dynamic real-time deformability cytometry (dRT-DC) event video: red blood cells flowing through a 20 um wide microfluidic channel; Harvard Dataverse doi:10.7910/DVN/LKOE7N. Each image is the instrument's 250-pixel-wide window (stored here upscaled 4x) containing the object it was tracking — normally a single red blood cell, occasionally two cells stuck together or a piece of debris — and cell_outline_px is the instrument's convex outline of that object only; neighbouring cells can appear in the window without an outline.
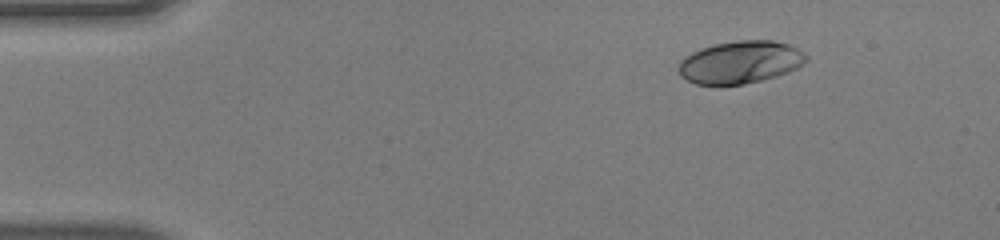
{"species": "human", "species_latin": "Homo sapiens", "temperature_condition": "warm", "stored_images_in_passage": 44, "camera_frame_rate_fps": 3000, "um_per_image_px": 0.085, "donor": {"sex": "male"}, "frame": {"image": 1, "passage_image": 1, "time_ms": 0.0, "image_size_px": [1000, 240], "cell_outline_px": [[808, 60], [804, 64], [788, 72], [760, 80], [740, 84], [696, 84], [680, 76], [680, 60], [684, 56], [700, 48], [716, 44], [736, 40], [772, 40], [788, 44], [796, 48], [808, 56]], "centroid_in_image_um": [62.93, 5.27], "position_along_channel_um": 22.1, "area_um2": 31.33}}
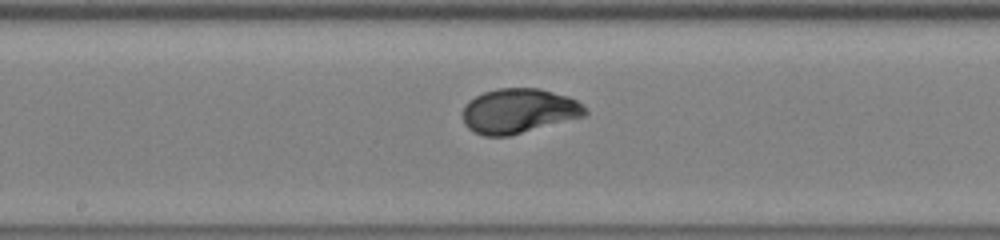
{"frame": {"image": 2, "passage_image": 21, "time_ms": 6.667, "image_size_px": [1000, 240], "cell_outline_px": [[588, 112], [584, 116], [508, 136], [484, 136], [472, 132], [464, 124], [464, 104], [468, 100], [484, 92], [496, 88], [540, 88], [568, 96], [576, 100]], "centroid_in_image_um": [44.05, 9.42], "position_along_channel_um": 204.1, "area_um2": 31.79}}
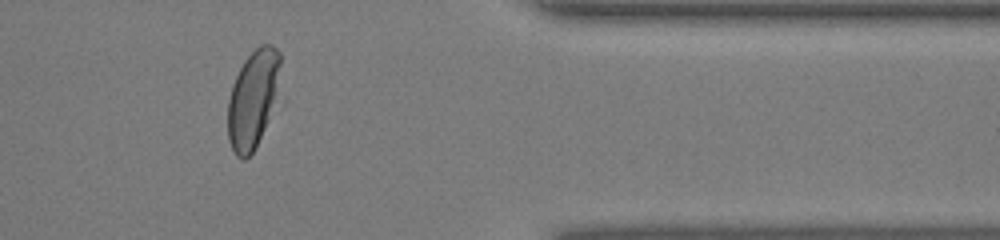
{"frame": {"image": 3, "passage_image": 36, "time_ms": 11.667, "image_size_px": [1000, 240], "cell_outline_px": [[280, 64], [272, 100], [260, 136], [252, 152], [244, 160], [236, 156], [228, 140], [228, 100], [232, 84], [244, 60], [260, 44], [272, 44], [280, 52]], "centroid_in_image_um": [21.42, 8.37], "position_along_channel_um": 390.0, "area_um2": 28.5}, "authors_computed_cell_mechanics": {"area_um2": 31.3565, "velocity_mm_per_s": 4.1025, "shape_relaxation_time_tau1_ms": 2.903, "shape_relaxation_time_tau2_ms": null, "deformation_change_tau1": 0.1829, "deformation_change_tau2": null}}